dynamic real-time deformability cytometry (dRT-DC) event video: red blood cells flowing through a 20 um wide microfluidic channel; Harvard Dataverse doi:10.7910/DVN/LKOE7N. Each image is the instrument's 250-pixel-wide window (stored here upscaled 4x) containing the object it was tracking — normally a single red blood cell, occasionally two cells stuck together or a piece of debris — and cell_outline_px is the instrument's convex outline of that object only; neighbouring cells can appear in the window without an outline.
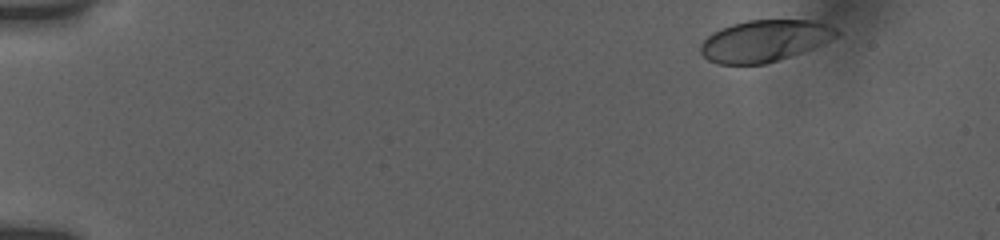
{"species": "human", "species_latin": "Homo sapiens", "temperature_condition": "room temperature", "stored_images_in_passage": 5, "camera_frame_rate_fps": 3000, "um_per_image_px": 0.085, "donor": {"sex": "female"}, "frame": {"image": 1, "passage_image": 1, "time_ms": 0.0, "image_size_px": [1000, 240], "cell_outline_px": [[840, 36], [800, 52], [764, 64], [716, 64], [708, 60], [700, 52], [700, 44], [712, 32], [720, 28], [732, 24], [748, 20], [816, 20], [828, 24], [836, 28], [840, 32]], "centroid_in_image_um": [64.98, 3.45], "position_along_channel_um": 20.0, "area_um2": 32.89}}
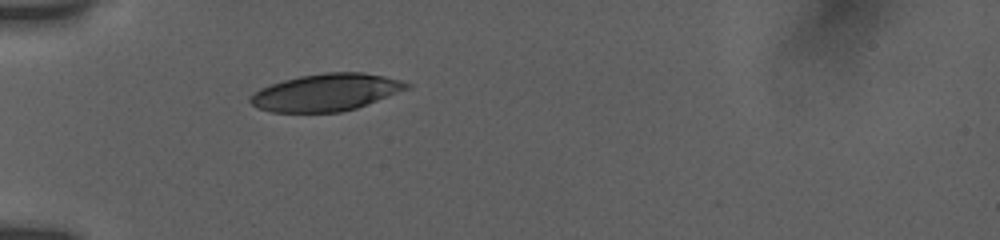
{"frame": {"image": 2, "passage_image": 5, "time_ms": 4.0, "image_size_px": [1000, 240], "cell_outline_px": [[412, 84], [408, 88], [356, 108], [340, 112], [272, 112], [256, 108], [248, 100], [260, 88], [284, 80], [300, 76], [324, 72], [364, 72], [384, 76], [400, 80]], "centroid_in_image_um": [27.7, 7.85], "position_along_channel_um": 57.3, "area_um2": 33.58}}